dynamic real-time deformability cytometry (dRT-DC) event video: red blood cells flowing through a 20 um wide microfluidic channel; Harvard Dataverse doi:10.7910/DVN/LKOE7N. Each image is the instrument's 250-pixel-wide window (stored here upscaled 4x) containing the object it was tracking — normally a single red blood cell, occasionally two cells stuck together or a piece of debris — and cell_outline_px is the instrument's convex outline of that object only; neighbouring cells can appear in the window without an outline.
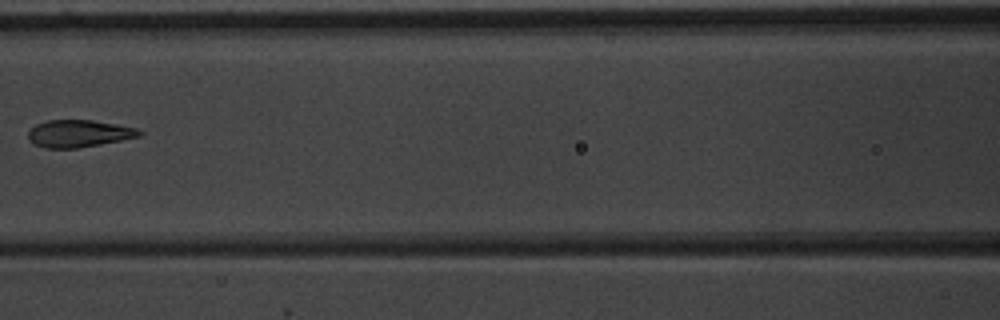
{"species": "common noctule bat (a hibernating species)", "species_latin": "Nyctalus noctula", "temperature_condition": "warm", "stored_images_in_passage": 7, "camera_frame_rate_fps": 3000, "um_per_image_px": 0.085, "animal": {"sex": "male", "body_mass_g": 20.1, "forearm_length_mm": 53.5}, "frame": {"image": 1, "passage_image": 7, "time_ms": 7.667, "image_size_px": [1000, 320], "cell_outline_px": [[144, 132], [140, 136], [120, 140], [76, 148], [44, 148], [28, 140], [28, 132], [36, 124], [48, 120], [92, 120], [116, 124], [136, 128]], "centroid_in_image_um": [6.68, 11.34], "position_along_channel_um": 159.9, "area_um2": 17.46}}